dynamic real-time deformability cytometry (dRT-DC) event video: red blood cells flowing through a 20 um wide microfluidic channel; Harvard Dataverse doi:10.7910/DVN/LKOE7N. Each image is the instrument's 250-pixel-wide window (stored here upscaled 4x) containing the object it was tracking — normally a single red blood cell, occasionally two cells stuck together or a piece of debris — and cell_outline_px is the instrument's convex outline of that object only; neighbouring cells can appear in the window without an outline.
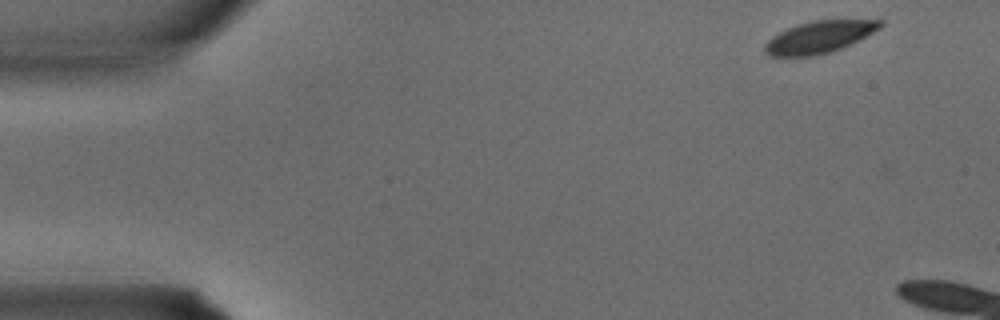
{"species": "common noctule bat (a hibernating species)", "species_latin": "Nyctalus noctula", "temperature_condition": "warm", "stored_images_in_passage": 6, "camera_frame_rate_fps": 3000, "um_per_image_px": 0.085, "animal": {"sex": "male", "body_mass_g": 15.6}, "frame": {"image": 1, "passage_image": 1, "time_ms": 0.0, "image_size_px": [1000, 320], "cell_outline_px": [[884, 24], [880, 28], [840, 48], [828, 52], [812, 56], [768, 56], [764, 52], [764, 44], [772, 36], [788, 28], [812, 20], [884, 20]], "centroid_in_image_um": [69.59, 3.15], "position_along_channel_um": 15.4, "area_um2": 21.1}}